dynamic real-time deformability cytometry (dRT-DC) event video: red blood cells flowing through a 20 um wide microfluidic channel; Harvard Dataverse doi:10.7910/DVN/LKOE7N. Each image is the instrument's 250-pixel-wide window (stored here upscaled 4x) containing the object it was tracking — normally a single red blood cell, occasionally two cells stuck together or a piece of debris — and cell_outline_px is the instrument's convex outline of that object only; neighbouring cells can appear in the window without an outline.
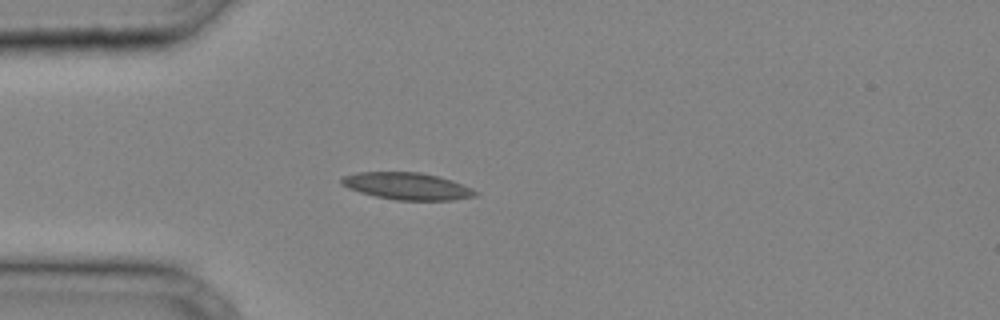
{"species": "common noctule bat (a hibernating species)", "species_latin": "Nyctalus noctula", "temperature_condition": "cold", "stored_images_in_passage": 33, "camera_frame_rate_fps": 3000, "um_per_image_px": 0.085, "animal": {"sex": "male", "body_mass_g": 20.4}, "frame": {"image": 1, "passage_image": 6, "time_ms": 1.667, "image_size_px": [1000, 320], "cell_outline_px": [[480, 192], [476, 196], [452, 200], [396, 200], [376, 196], [360, 192], [348, 188], [340, 184], [340, 180], [344, 176], [356, 172], [420, 172], [452, 180], [472, 188]], "centroid_in_image_um": [34.61, 15.82], "position_along_channel_um": 50.4, "area_um2": 21.1}}
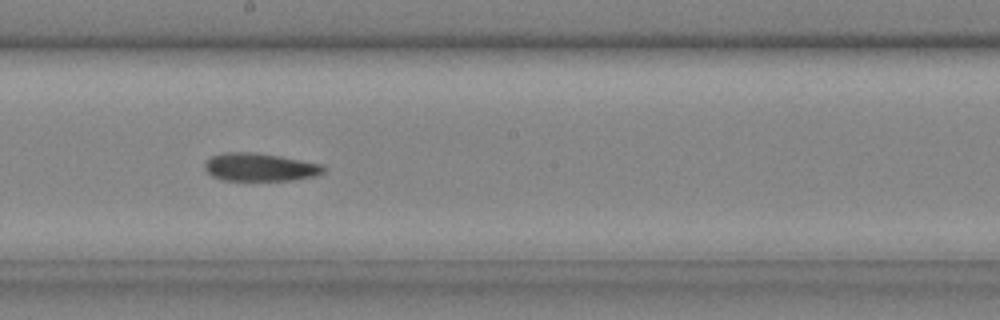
{"frame": {"image": 2, "passage_image": 17, "time_ms": 5.333, "image_size_px": [1000, 320], "cell_outline_px": [[324, 172], [316, 176], [292, 180], [224, 180], [212, 176], [204, 168], [204, 164], [212, 156], [224, 152], [252, 152], [280, 156], [324, 164]], "centroid_in_image_um": [22.11, 14.2], "position_along_channel_um": 226.1, "area_um2": 19.36}}
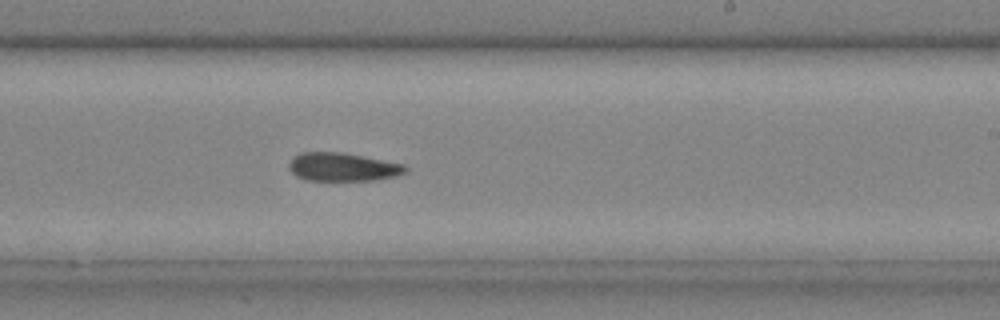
{"frame": {"image": 3, "passage_image": 19, "time_ms": 6.0, "image_size_px": [1000, 320], "cell_outline_px": [[408, 172], [396, 176], [372, 180], [304, 180], [296, 176], [288, 168], [288, 164], [292, 156], [300, 152], [340, 152], [364, 156], [404, 164], [408, 168]], "centroid_in_image_um": [29.11, 14.19], "position_along_channel_um": 259.9, "area_um2": 19.42}}